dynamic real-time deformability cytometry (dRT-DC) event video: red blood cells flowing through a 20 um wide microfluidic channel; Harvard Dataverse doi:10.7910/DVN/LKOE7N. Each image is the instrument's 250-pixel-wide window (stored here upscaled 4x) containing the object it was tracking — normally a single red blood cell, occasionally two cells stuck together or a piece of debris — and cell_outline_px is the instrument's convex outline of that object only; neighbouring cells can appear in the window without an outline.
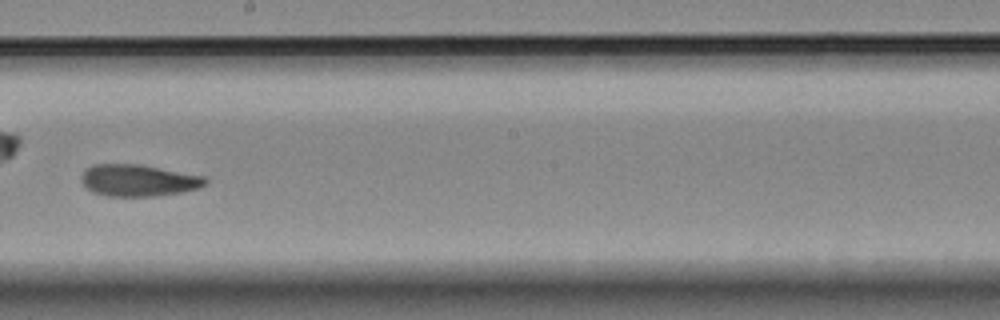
{"species": "Egyptian fruit bat (a non-hibernating species)", "species_latin": "Rousettus aegyptiacus", "temperature_condition": "room temperature", "stored_images_in_passage": 37, "camera_frame_rate_fps": 3000, "um_per_image_px": 0.085, "animal": {"sex": "female"}, "frame": {"image": 1, "passage_image": 24, "time_ms": 7.667, "image_size_px": [1000, 320], "cell_outline_px": [[208, 184], [200, 188], [184, 192], [156, 196], [108, 196], [92, 192], [80, 180], [80, 176], [84, 168], [92, 164], [140, 164], [204, 176], [208, 180]], "centroid_in_image_um": [11.76, 15.33], "position_along_channel_um": 236.4, "area_um2": 23.29}}